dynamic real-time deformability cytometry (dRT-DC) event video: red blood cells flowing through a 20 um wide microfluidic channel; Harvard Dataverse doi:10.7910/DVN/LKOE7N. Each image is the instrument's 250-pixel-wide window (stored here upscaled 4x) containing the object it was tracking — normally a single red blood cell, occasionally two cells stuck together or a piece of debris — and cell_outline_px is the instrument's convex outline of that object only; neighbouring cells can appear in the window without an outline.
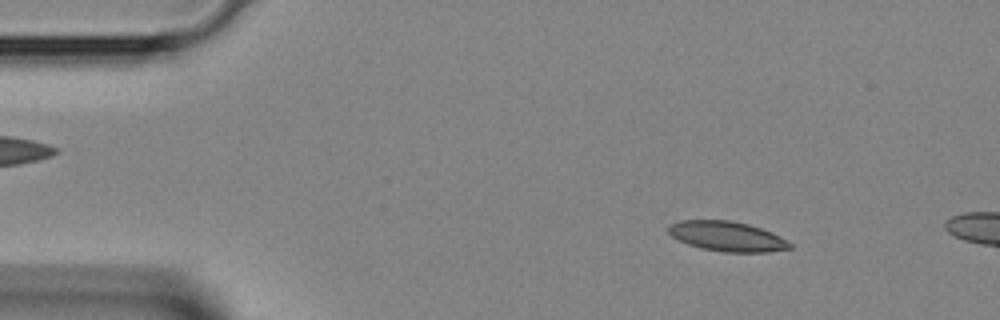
{"species": "Egyptian fruit bat (a non-hibernating species)", "species_latin": "Rousettus aegyptiacus", "temperature_condition": "room temperature", "stored_images_in_passage": 8, "camera_frame_rate_fps": 3000, "um_per_image_px": 0.085, "animal": {"sex": "female"}, "frame": {"image": 1, "passage_image": 5, "time_ms": 1.333, "image_size_px": [1000, 320], "cell_outline_px": [[792, 248], [768, 252], [724, 252], [700, 248], [688, 244], [672, 236], [668, 232], [668, 224], [680, 220], [732, 220], [748, 224], [772, 232], [792, 244]], "centroid_in_image_um": [61.79, 20.08], "position_along_channel_um": 23.2, "area_um2": 21.15}}